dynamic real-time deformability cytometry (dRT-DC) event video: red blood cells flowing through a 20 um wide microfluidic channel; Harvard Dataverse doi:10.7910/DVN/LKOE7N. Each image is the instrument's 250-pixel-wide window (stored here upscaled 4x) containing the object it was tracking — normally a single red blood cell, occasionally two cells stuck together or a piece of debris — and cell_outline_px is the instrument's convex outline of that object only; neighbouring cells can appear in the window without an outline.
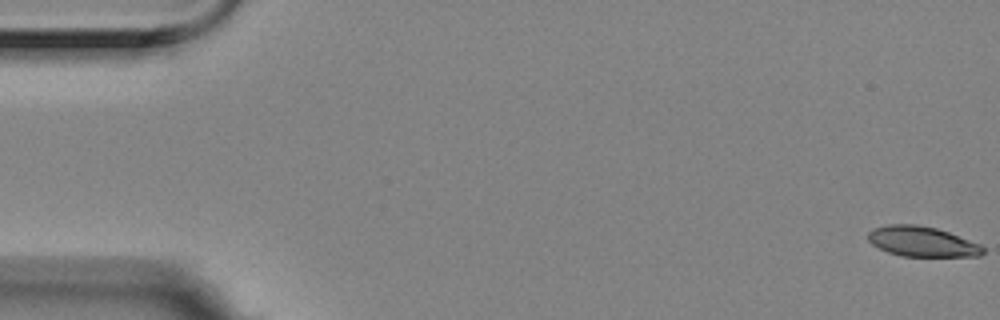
{"species": "Egyptian fruit bat (a non-hibernating species)", "species_latin": "Rousettus aegyptiacus", "temperature_condition": "room temperature", "stored_images_in_passage": 9, "camera_frame_rate_fps": 3000, "um_per_image_px": 0.085, "animal": {"sex": "female"}, "frame": {"image": 1, "passage_image": 1, "time_ms": 0.0, "image_size_px": [1000, 320], "cell_outline_px": [[984, 252], [980, 256], [904, 256], [888, 252], [872, 244], [868, 240], [868, 232], [872, 228], [888, 224], [916, 224], [936, 228], [948, 232], [980, 244], [984, 248]], "centroid_in_image_um": [78.36, 20.52], "position_along_channel_um": 6.6, "area_um2": 20.11}}
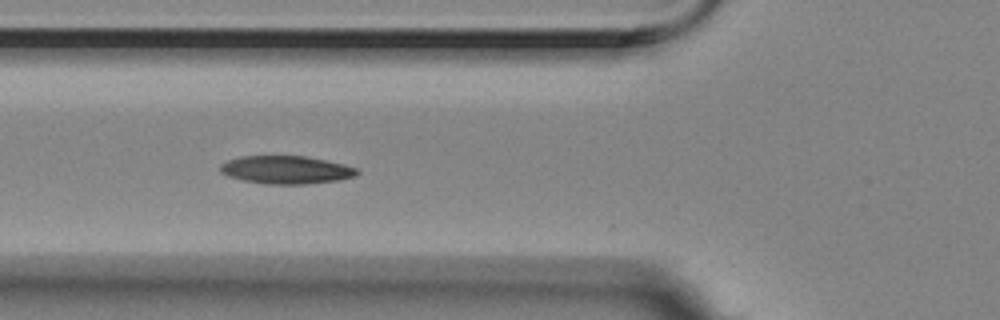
{"frame": {"image": 2, "passage_image": 6, "time_ms": 1.667, "image_size_px": [1000, 320], "cell_outline_px": [[360, 172], [356, 176], [340, 180], [304, 184], [264, 184], [244, 180], [228, 176], [220, 172], [220, 164], [228, 160], [240, 156], [304, 156], [344, 164], [356, 168]], "centroid_in_image_um": [24.32, 14.44], "position_along_channel_um": 101.5, "area_um2": 22.31}}
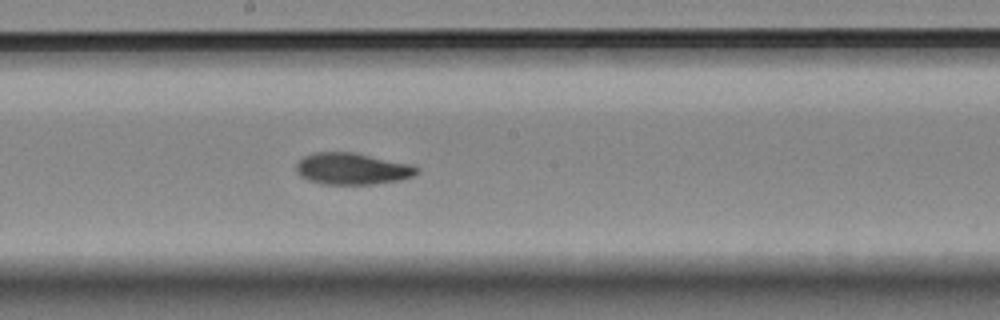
{"frame": {"image": 3, "passage_image": 9, "time_ms": 2.667, "image_size_px": [1000, 320], "cell_outline_px": [[420, 172], [412, 176], [400, 180], [372, 184], [320, 184], [308, 180], [300, 176], [296, 172], [296, 164], [304, 156], [316, 152], [352, 152], [412, 164], [420, 168]], "centroid_in_image_um": [29.94, 14.35], "position_along_channel_um": 218.3, "area_um2": 22.31}}